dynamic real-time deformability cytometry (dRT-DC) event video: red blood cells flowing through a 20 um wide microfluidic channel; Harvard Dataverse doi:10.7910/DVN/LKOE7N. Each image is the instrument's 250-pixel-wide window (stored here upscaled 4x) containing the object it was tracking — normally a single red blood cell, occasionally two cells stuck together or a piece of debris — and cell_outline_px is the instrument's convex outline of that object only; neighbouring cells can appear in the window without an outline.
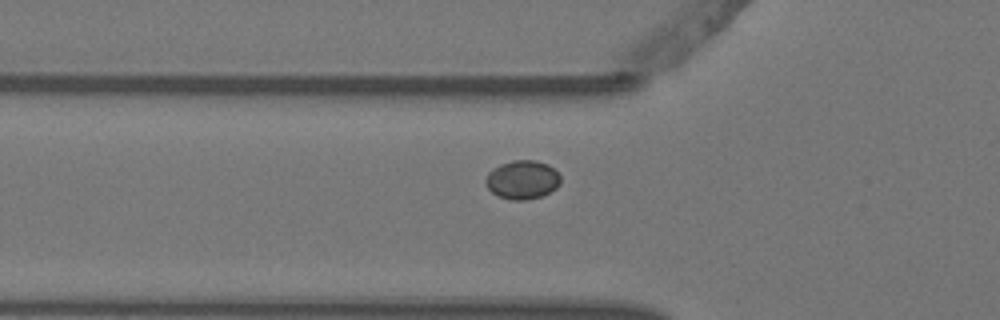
{"species": "Egyptian fruit bat (a non-hibernating species)", "species_latin": "Rousettus aegyptiacus", "temperature_condition": "warm", "stored_images_in_passage": 3, "camera_frame_rate_fps": 3000, "um_per_image_px": 0.085, "animal": {"sex": "female"}, "frame": {"image": 1, "passage_image": 2, "time_ms": 0.333, "image_size_px": [1000, 320], "cell_outline_px": [[560, 184], [556, 188], [540, 196], [524, 200], [512, 200], [496, 196], [488, 188], [484, 180], [488, 172], [492, 168], [500, 164], [512, 160], [536, 160], [548, 164], [560, 176]], "centroid_in_image_um": [44.36, 15.27], "position_along_channel_um": 81.4, "area_um2": 16.94}}
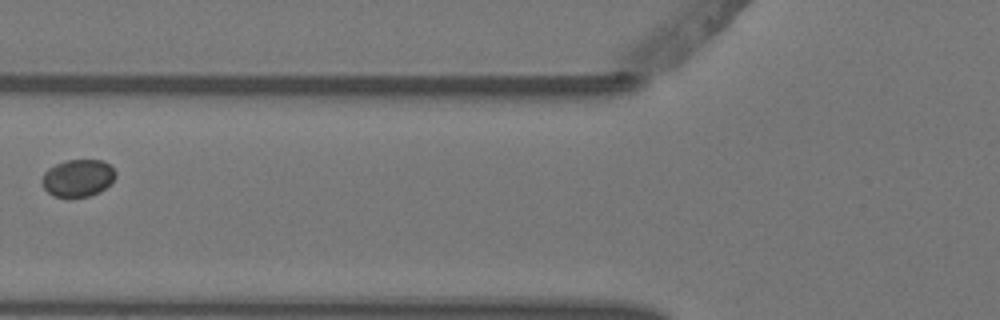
{"frame": {"image": 2, "passage_image": 3, "time_ms": 0.667, "image_size_px": [1000, 320], "cell_outline_px": [[116, 176], [104, 188], [88, 196], [52, 196], [44, 188], [40, 180], [44, 172], [48, 168], [64, 160], [104, 160], [116, 172]], "centroid_in_image_um": [6.58, 15.1], "position_along_channel_um": 119.2, "area_um2": 15.78}}